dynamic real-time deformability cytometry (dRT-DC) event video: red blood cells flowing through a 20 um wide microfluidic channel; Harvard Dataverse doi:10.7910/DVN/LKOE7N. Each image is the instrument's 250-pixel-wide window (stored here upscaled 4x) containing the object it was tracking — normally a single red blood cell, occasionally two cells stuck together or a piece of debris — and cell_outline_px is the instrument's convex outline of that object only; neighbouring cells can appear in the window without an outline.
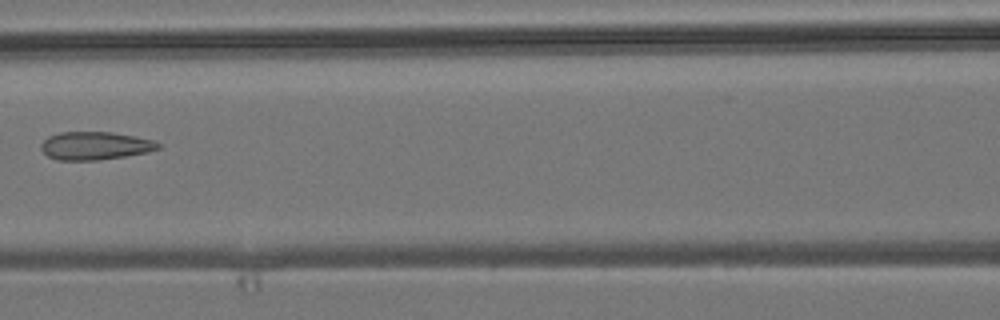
{"species": "common noctule bat (a hibernating species)", "species_latin": "Nyctalus noctula", "temperature_condition": "room temperature", "stored_images_in_passage": 8, "camera_frame_rate_fps": 3000, "um_per_image_px": 0.085, "animal": {"sex": "male", "body_mass_g": 19.2, "forearm_length_mm": 51.8}, "frame": {"image": 1, "passage_image": 7, "time_ms": 7.0, "image_size_px": [1000, 320], "cell_outline_px": [[160, 148], [148, 152], [100, 160], [56, 160], [48, 156], [40, 148], [40, 144], [48, 136], [60, 132], [112, 132], [136, 136], [152, 140], [160, 144]], "centroid_in_image_um": [8.06, 12.39], "position_along_channel_um": 158.5, "area_um2": 19.19}}
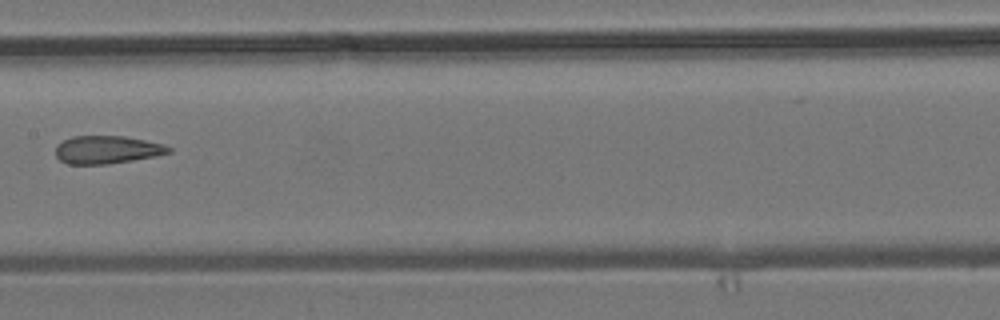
{"frame": {"image": 2, "passage_image": 8, "time_ms": 8.0, "image_size_px": [1000, 320], "cell_outline_px": [[172, 152], [156, 156], [108, 164], [68, 164], [60, 160], [56, 156], [56, 144], [72, 136], [124, 136], [164, 144], [172, 148]], "centroid_in_image_um": [9.1, 12.72], "position_along_channel_um": 198.3, "area_um2": 18.44}}